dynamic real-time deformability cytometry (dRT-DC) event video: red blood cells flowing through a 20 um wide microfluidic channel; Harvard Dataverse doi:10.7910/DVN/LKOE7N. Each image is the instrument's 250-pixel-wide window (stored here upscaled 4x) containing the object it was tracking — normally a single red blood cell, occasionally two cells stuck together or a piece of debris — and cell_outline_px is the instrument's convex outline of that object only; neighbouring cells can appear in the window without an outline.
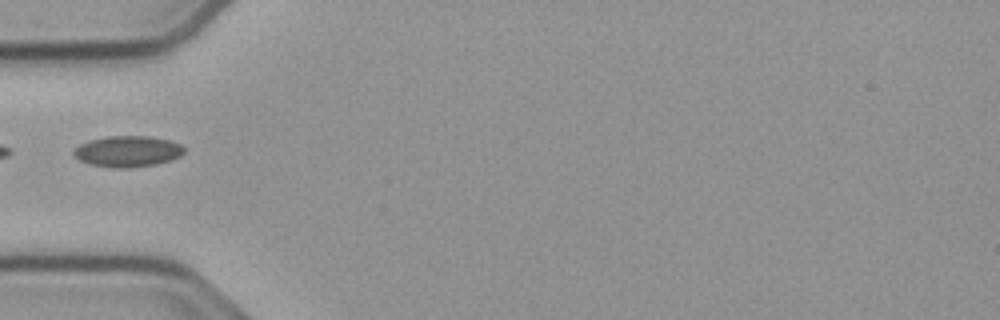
{"species": "common noctule bat (a hibernating species)", "species_latin": "Nyctalus noctula", "temperature_condition": "cold", "stored_images_in_passage": 3, "camera_frame_rate_fps": 3000, "um_per_image_px": 0.085, "animal": {"sex": "male", "body_mass_g": 23.1, "forearm_length_mm": 52.7}, "frame": {"image": 1, "passage_image": 1, "time_ms": 0.0, "image_size_px": [1000, 320], "cell_outline_px": [[184, 152], [180, 156], [172, 160], [156, 164], [128, 168], [112, 168], [88, 164], [80, 160], [72, 152], [80, 144], [88, 140], [108, 136], [148, 136], [168, 140], [180, 144], [184, 148]], "centroid_in_image_um": [10.85, 12.87], "position_along_channel_um": 74.2, "area_um2": 20.0}}